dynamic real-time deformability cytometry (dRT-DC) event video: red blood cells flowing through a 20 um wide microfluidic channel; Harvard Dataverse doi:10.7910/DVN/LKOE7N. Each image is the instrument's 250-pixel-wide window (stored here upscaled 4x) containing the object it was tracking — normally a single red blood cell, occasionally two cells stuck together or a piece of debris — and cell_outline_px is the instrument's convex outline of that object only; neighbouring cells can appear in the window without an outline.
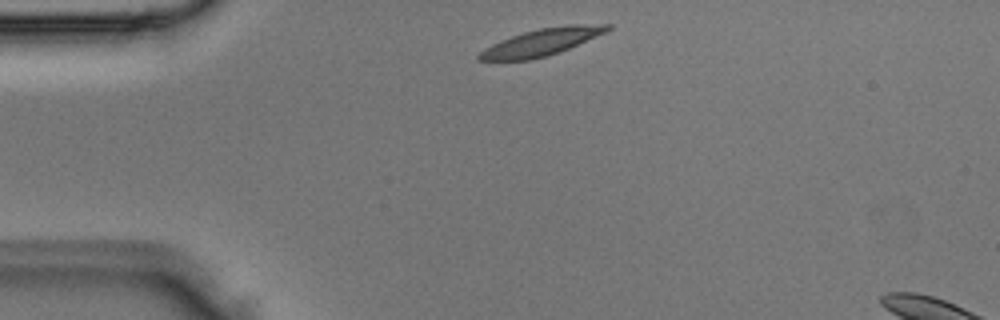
{"species": "Egyptian fruit bat (a non-hibernating species)", "species_latin": "Rousettus aegyptiacus", "temperature_condition": "room temperature", "stored_images_in_passage": 3, "segment_of_instrument_passage": [1, 2], "camera_frame_rate_fps": 3000, "um_per_image_px": 0.085, "animal": {"sex": "male"}, "frame": {"image": 1, "passage_image": 1, "time_ms": 0.0, "image_size_px": [1000, 320], "cell_outline_px": [[612, 28], [604, 32], [560, 52], [548, 56], [532, 60], [476, 60], [476, 56], [484, 48], [500, 40], [524, 32], [540, 28], [572, 24], [612, 24]], "centroid_in_image_um": [46.0, 3.59], "position_along_channel_um": 39.0, "area_um2": 20.0}}